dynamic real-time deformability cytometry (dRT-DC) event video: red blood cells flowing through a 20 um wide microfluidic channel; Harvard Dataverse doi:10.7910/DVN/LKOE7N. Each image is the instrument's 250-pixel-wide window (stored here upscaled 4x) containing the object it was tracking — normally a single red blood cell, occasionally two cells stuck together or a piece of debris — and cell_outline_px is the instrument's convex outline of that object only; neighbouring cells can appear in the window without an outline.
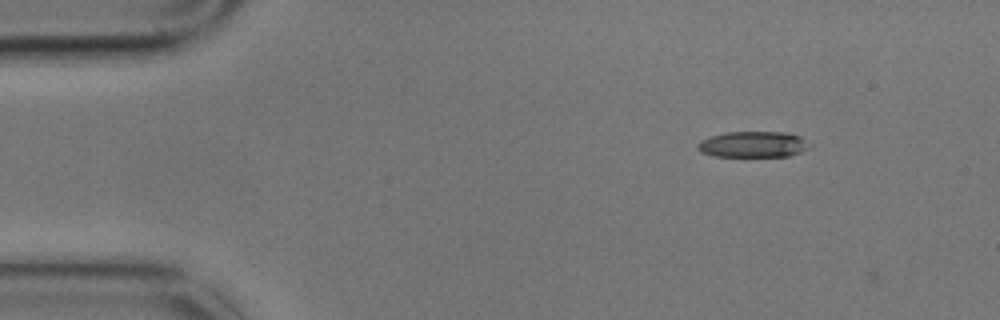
{"species": "common noctule bat (a hibernating species)", "species_latin": "Nyctalus noctula", "temperature_condition": "cold", "stored_images_in_passage": 6, "segment_of_instrument_passage": [2, 2], "camera_frame_rate_fps": 3000, "um_per_image_px": 0.085, "animal": {"sex": "male", "body_mass_g": 17.9}, "frame": {"image": 1, "passage_image": 6, "time_ms": 1.667, "image_size_px": [1000, 320], "cell_outline_px": [[812, 148], [788, 156], [716, 156], [700, 152], [696, 148], [696, 144], [700, 140], [708, 136], [724, 132], [784, 132], [800, 136]], "centroid_in_image_um": [63.96, 12.27], "position_along_channel_um": 21.0, "area_um2": 17.05}}